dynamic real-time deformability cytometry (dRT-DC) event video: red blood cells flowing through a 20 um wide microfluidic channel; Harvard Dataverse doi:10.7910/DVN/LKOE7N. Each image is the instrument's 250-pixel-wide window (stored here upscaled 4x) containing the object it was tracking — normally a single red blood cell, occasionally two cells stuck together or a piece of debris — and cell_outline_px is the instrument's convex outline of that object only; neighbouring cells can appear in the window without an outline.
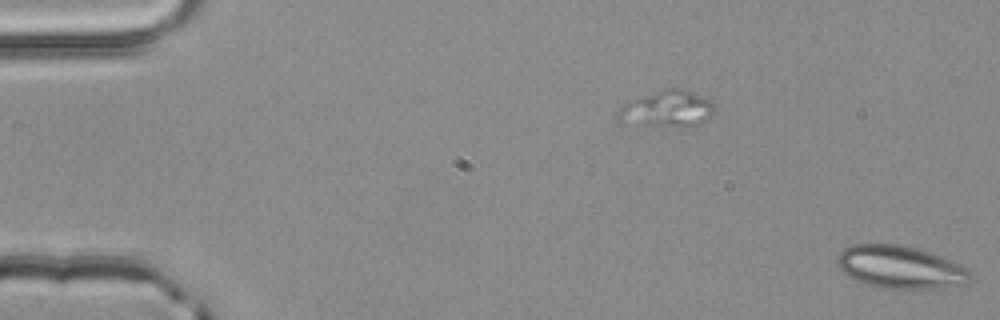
{"species": "common noctule bat (a hibernating species)", "species_latin": "Nyctalus noctula", "temperature_condition": "room temperature", "stored_images_in_passage": 11, "segment_of_instrument_passage": [2, 2], "camera_frame_rate_fps": 3000, "um_per_image_px": 0.085, "animal": {"sex": "male", "body_mass_g": 20.4}, "frame": {"image": 1, "passage_image": 11, "time_ms": 3.333, "image_size_px": [1000, 320], "cell_outline_px": [[972, 272], [968, 280], [964, 284], [944, 288], [880, 288], [864, 284], [848, 276], [836, 264], [836, 256], [848, 244], [904, 244], [920, 248], [932, 252], [960, 264], [968, 268]], "centroid_in_image_um": [76.51, 22.69], "position_along_channel_um": 8.5, "area_um2": 33.58}}